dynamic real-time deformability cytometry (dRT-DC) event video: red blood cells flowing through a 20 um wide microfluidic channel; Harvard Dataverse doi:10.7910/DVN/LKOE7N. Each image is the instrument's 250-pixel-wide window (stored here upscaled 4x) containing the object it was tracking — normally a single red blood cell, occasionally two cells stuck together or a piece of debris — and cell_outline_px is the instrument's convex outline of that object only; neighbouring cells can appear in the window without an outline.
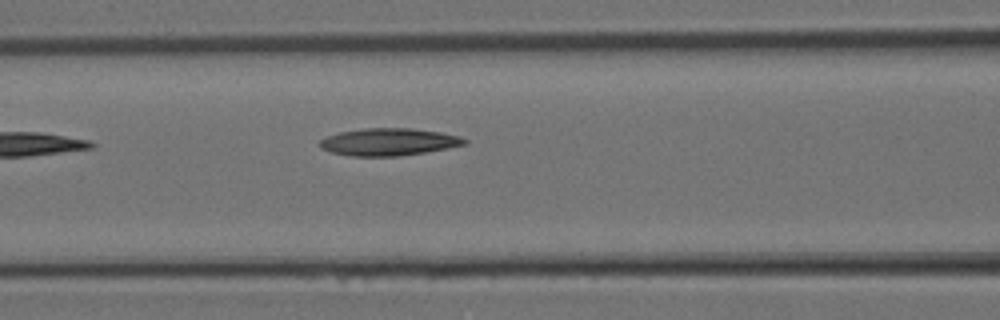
{"species": "Egyptian fruit bat (a non-hibernating species)", "species_latin": "Rousettus aegyptiacus", "temperature_condition": "room temperature", "stored_images_in_passage": 8, "camera_frame_rate_fps": 3000, "um_per_image_px": 0.085, "animal": {"sex": "female"}, "frame": {"image": 1, "passage_image": 8, "time_ms": 2.333, "image_size_px": [1000, 320], "cell_outline_px": [[468, 144], [448, 148], [400, 156], [352, 156], [332, 152], [320, 148], [320, 140], [324, 136], [340, 132], [364, 128], [412, 128], [440, 132], [460, 136], [468, 140]], "centroid_in_image_um": [33.05, 12.06], "position_along_channel_um": 133.5, "area_um2": 23.12}}